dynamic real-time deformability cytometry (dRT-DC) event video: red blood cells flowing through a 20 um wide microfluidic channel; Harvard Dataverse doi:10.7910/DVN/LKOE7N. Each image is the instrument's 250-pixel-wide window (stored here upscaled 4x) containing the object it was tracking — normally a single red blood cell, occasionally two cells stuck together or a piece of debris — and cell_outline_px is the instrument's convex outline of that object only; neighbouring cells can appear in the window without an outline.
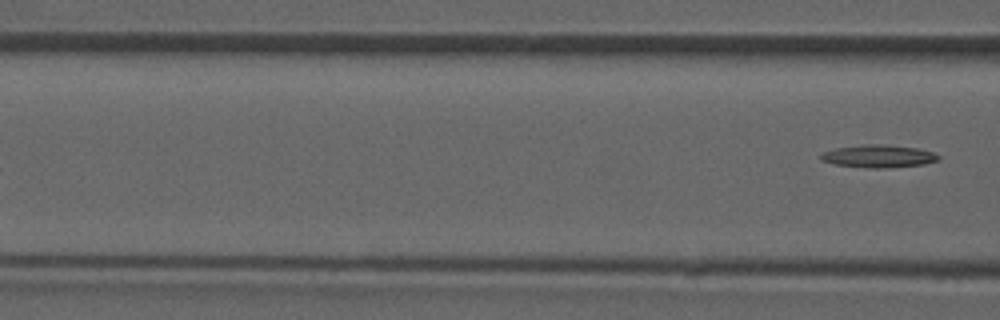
{"species": "common noctule bat (a hibernating species)", "species_latin": "Nyctalus noctula", "temperature_condition": "room temperature", "stored_images_in_passage": 6, "camera_frame_rate_fps": 3000, "um_per_image_px": 0.085, "animal": {"sex": "male", "forearm_length_mm": 52.5}, "frame": {"image": 1, "passage_image": 6, "time_ms": 5.667, "image_size_px": [1000, 320], "cell_outline_px": [[940, 160], [924, 164], [888, 168], [868, 168], [836, 164], [820, 160], [820, 156], [824, 152], [836, 148], [864, 144], [880, 144], [916, 148], [932, 152], [940, 156]], "centroid_in_image_um": [74.69, 13.28], "position_along_channel_um": 91.9, "area_um2": 15.43}}